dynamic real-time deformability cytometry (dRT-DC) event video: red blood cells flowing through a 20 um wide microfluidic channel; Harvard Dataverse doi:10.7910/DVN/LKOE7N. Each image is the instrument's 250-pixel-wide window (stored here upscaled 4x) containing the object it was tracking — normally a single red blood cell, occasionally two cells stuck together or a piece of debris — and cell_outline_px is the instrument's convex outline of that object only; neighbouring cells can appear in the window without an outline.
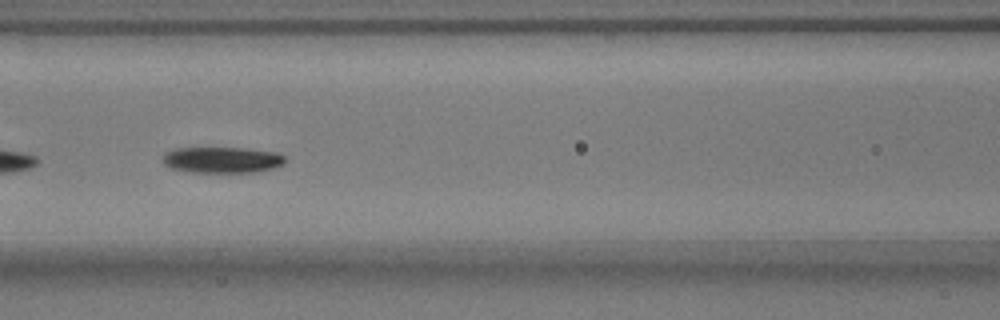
{"species": "common noctule bat (a hibernating species)", "species_latin": "Nyctalus noctula", "temperature_condition": "warm", "stored_images_in_passage": 52, "camera_frame_rate_fps": 3000, "um_per_image_px": 0.085, "animal": {"sex": "male", "body_mass_g": 17.9}, "frame": {"image": 1, "passage_image": 24, "time_ms": 7.667, "image_size_px": [1000, 320], "cell_outline_px": [[284, 164], [272, 168], [256, 172], [192, 172], [172, 168], [164, 164], [164, 152], [176, 148], [248, 148], [280, 152], [284, 156]], "centroid_in_image_um": [18.92, 13.58], "position_along_channel_um": 147.7, "area_um2": 18.61}}
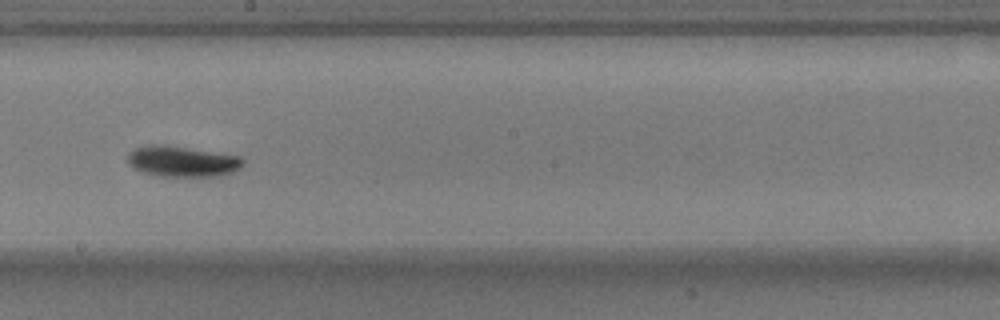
{"frame": {"image": 2, "passage_image": 31, "time_ms": 10.0, "image_size_px": [1000, 320], "cell_outline_px": [[244, 164], [240, 168], [232, 172], [220, 176], [160, 176], [144, 172], [136, 168], [128, 160], [128, 152], [136, 148], [152, 144], [156, 144], [240, 156], [244, 160]], "centroid_in_image_um": [15.53, 13.73], "position_along_channel_um": 232.7, "area_um2": 20.11}}
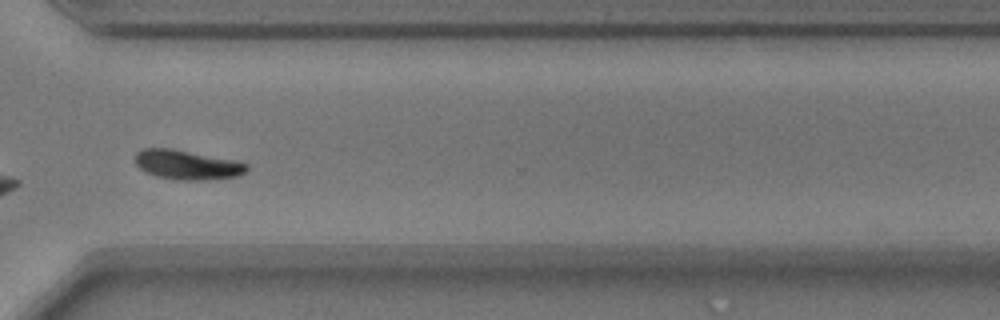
{"frame": {"image": 3, "passage_image": 41, "time_ms": 13.333, "image_size_px": [1000, 320], "cell_outline_px": [[248, 168], [240, 176], [208, 180], [180, 180], [156, 176], [144, 172], [136, 164], [136, 152], [144, 148], [172, 148], [232, 160], [248, 164]], "centroid_in_image_um": [15.89, 14.01], "position_along_channel_um": 354.7, "area_um2": 19.07}, "authors_computed_cell_mechanics": {"area_um2": 19.0162, "velocity_mm_per_s": 3.6616, "shape_relaxation_time_tau1_ms": 6.4226, "shape_relaxation_time_tau2_ms": null, "deformation_change_tau1": 0.2971, "deformation_change_tau2": null}}